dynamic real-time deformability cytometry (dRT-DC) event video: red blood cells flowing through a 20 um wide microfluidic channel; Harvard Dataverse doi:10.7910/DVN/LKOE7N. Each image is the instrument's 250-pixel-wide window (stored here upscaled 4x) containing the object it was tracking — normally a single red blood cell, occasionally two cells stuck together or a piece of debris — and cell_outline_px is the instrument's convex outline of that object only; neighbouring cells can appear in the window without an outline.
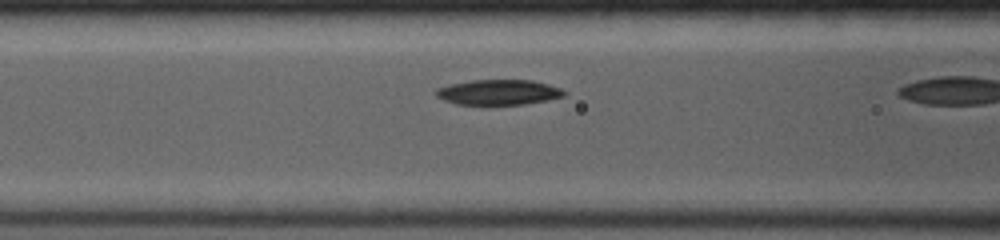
{"species": "common noctule bat (a hibernating species)", "species_latin": "Nyctalus noctula", "temperature_condition": "room temperature", "stored_images_in_passage": 8, "camera_frame_rate_fps": 4000, "um_per_image_px": 0.085, "animal": {"sex": "female", "body_mass_g": 19.0, "forearm_length_mm": 53.3}, "frame": {"image": 1, "passage_image": 5, "time_ms": 2.0, "image_size_px": [1000, 240], "cell_outline_px": [[568, 92], [564, 96], [548, 100], [524, 104], [488, 108], [456, 104], [444, 100], [436, 96], [436, 88], [448, 84], [472, 80], [532, 80], [548, 84], [560, 88]], "centroid_in_image_um": [42.34, 7.89], "position_along_channel_um": 124.3, "area_um2": 19.83}}
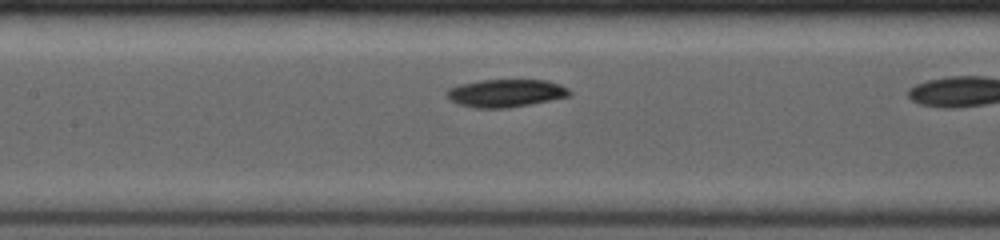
{"frame": {"image": 2, "passage_image": 7, "time_ms": 3.0, "image_size_px": [1000, 240], "cell_outline_px": [[572, 96], [508, 108], [476, 108], [460, 104], [452, 100], [444, 92], [448, 88], [460, 84], [480, 80], [548, 80], [560, 84], [568, 88], [572, 92]], "centroid_in_image_um": [43.03, 7.91], "position_along_channel_um": 164.4, "area_um2": 19.94}}